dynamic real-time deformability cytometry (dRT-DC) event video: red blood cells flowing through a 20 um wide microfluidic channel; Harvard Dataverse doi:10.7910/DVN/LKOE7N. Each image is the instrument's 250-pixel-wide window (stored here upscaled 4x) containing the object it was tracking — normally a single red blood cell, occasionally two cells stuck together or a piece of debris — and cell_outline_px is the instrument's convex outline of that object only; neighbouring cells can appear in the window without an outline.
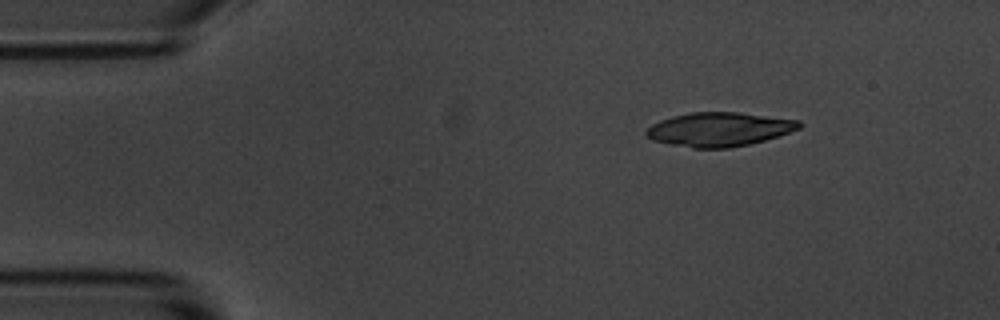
{"species": "common noctule bat (a hibernating species)", "species_latin": "Nyctalus noctula", "temperature_condition": "room temperature", "stored_images_in_passage": 3, "camera_frame_rate_fps": 3000, "um_per_image_px": 0.085, "animal": {"sex": "male", "body_mass_g": 20.1, "forearm_length_mm": 53.5}, "frame": {"image": 1, "passage_image": 1, "time_ms": 0.0, "image_size_px": [1000, 320], "cell_outline_px": [[804, 124], [800, 128], [764, 140], [748, 144], [728, 148], [692, 148], [652, 140], [644, 132], [652, 124], [660, 120], [672, 116], [688, 112], [736, 112], [800, 120]], "centroid_in_image_um": [61.12, 10.98], "position_along_channel_um": 23.9, "area_um2": 30.11}}